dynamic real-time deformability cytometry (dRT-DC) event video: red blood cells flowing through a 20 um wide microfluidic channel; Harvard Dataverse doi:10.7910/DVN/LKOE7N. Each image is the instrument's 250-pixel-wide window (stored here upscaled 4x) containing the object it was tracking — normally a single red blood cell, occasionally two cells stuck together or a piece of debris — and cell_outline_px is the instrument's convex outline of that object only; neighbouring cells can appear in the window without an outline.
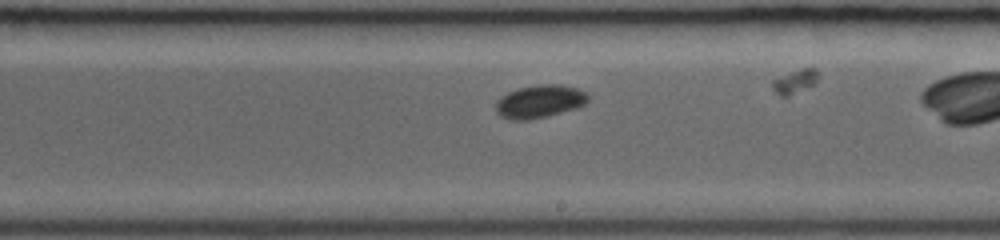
{"species": "common noctule bat (a hibernating species)", "species_latin": "Nyctalus noctula", "temperature_condition": "room temperature", "stored_images_in_passage": 19, "camera_frame_rate_fps": 3000, "um_per_image_px": 0.085, "animal": {"sex": "female", "body_mass_g": 19.0, "forearm_length_mm": 53.3}, "frame": {"image": 1, "passage_image": 9, "time_ms": 2.667, "image_size_px": [1000, 240], "cell_outline_px": [[588, 100], [584, 104], [576, 108], [548, 116], [528, 120], [512, 120], [500, 116], [496, 112], [496, 100], [500, 96], [516, 88], [536, 84], [560, 84], [576, 88], [584, 92], [588, 96]], "centroid_in_image_um": [45.82, 8.62], "position_along_channel_um": 243.2, "area_um2": 17.86}}
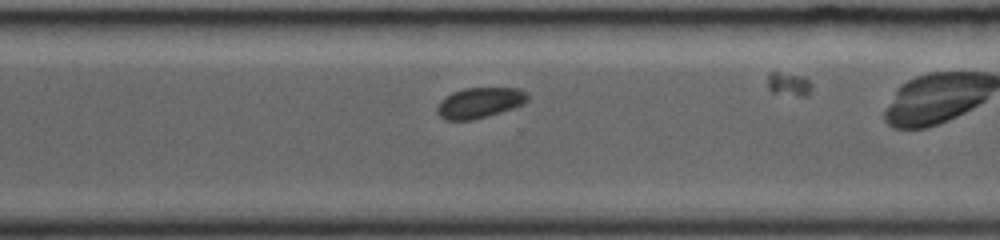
{"frame": {"image": 2, "passage_image": 14, "time_ms": 4.333, "image_size_px": [1000, 240], "cell_outline_px": [[528, 100], [524, 104], [488, 116], [472, 120], [444, 120], [436, 112], [436, 108], [440, 100], [444, 96], [452, 92], [464, 88], [516, 88], [528, 92]], "centroid_in_image_um": [40.74, 8.73], "position_along_channel_um": 329.9, "area_um2": 16.24}}